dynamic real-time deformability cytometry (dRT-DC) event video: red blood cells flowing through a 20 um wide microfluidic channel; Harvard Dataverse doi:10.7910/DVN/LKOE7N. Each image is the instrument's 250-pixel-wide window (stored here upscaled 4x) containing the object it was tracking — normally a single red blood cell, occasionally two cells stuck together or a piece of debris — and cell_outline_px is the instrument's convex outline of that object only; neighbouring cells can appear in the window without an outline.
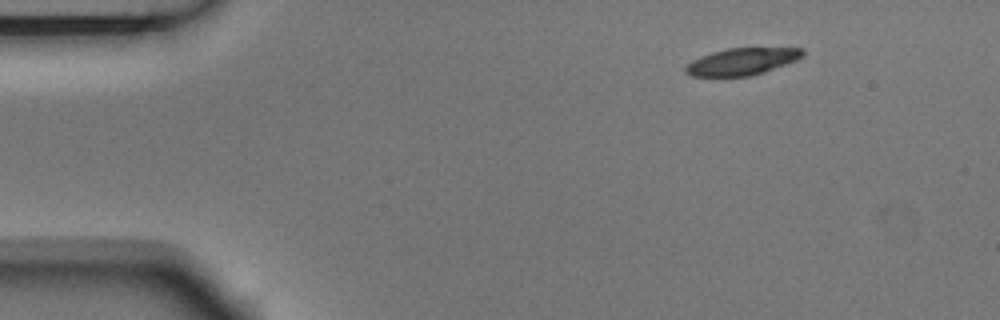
{"species": "Egyptian fruit bat (a non-hibernating species)", "species_latin": "Rousettus aegyptiacus", "temperature_condition": "room temperature", "stored_images_in_passage": 5, "camera_frame_rate_fps": 3000, "um_per_image_px": 0.085, "animal": {"sex": "male"}, "frame": {"image": 1, "passage_image": 1, "time_ms": 0.0, "image_size_px": [1000, 320], "cell_outline_px": [[804, 52], [796, 60], [748, 76], [692, 76], [684, 72], [684, 68], [692, 60], [700, 56], [712, 52], [728, 48], [804, 48]], "centroid_in_image_um": [62.99, 5.22], "position_along_channel_um": 22.0, "area_um2": 17.98}}
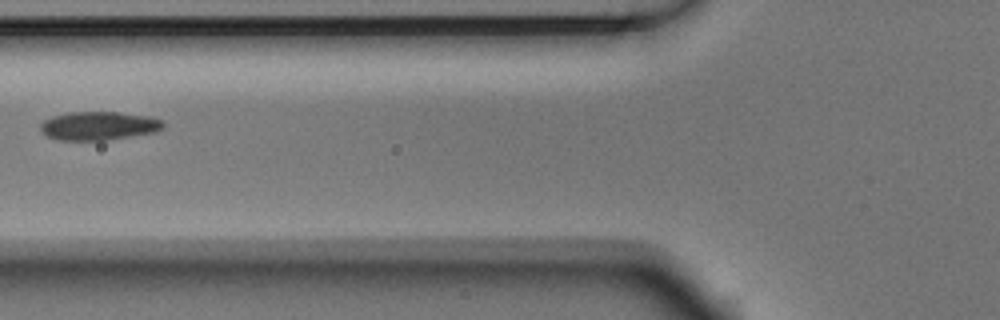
{"frame": {"image": 2, "passage_image": 4, "time_ms": 1.0, "image_size_px": [1000, 320], "cell_outline_px": [[164, 128], [156, 132], [104, 140], [60, 140], [48, 136], [40, 128], [40, 124], [44, 120], [52, 116], [68, 112], [120, 112], [152, 116], [164, 120]], "centroid_in_image_um": [8.45, 10.68], "position_along_channel_um": 117.4, "area_um2": 20.52}}
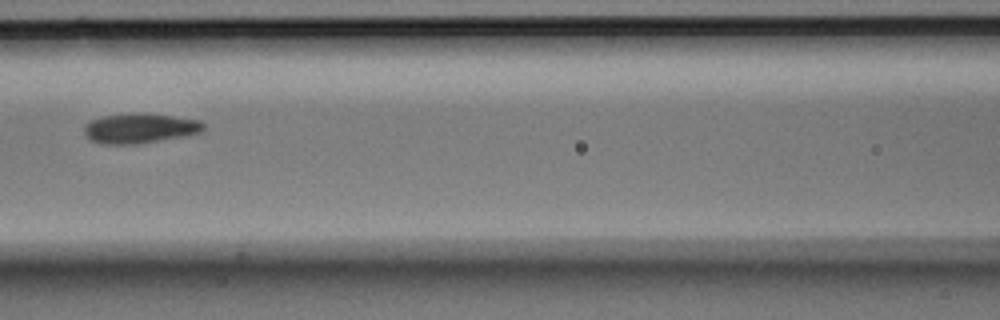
{"frame": {"image": 3, "passage_image": 5, "time_ms": 1.333, "image_size_px": [1000, 320], "cell_outline_px": [[204, 128], [200, 132], [180, 136], [136, 144], [100, 144], [92, 140], [84, 132], [84, 124], [92, 120], [104, 116], [172, 116], [200, 120], [204, 124]], "centroid_in_image_um": [11.86, 10.95], "position_along_channel_um": 154.7, "area_um2": 19.48}}